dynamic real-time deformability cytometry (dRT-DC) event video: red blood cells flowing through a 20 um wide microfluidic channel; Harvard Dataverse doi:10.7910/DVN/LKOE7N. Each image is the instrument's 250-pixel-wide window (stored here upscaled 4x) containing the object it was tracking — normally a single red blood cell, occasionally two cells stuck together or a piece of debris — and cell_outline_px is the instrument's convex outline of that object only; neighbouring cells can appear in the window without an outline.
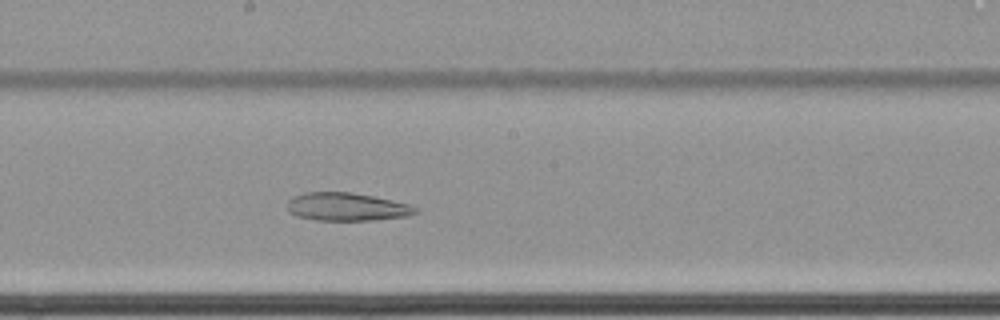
{"species": "common noctule bat (a hibernating species)", "species_latin": "Nyctalus noctula", "temperature_condition": "cold", "stored_images_in_passage": 67, "camera_frame_rate_fps": 3000, "um_per_image_px": 0.085, "animal": {"sex": "female", "body_mass_g": 22.7, "forearm_length_mm": 54.2}, "frame": {"image": 1, "passage_image": 41, "time_ms": 13.333, "image_size_px": [1000, 320], "cell_outline_px": [[420, 212], [408, 216], [376, 220], [316, 220], [296, 216], [288, 212], [288, 200], [292, 196], [304, 192], [348, 192], [372, 196], [392, 200], [408, 204], [416, 208]], "centroid_in_image_um": [29.46, 17.58], "position_along_channel_um": 218.7, "area_um2": 21.04}}
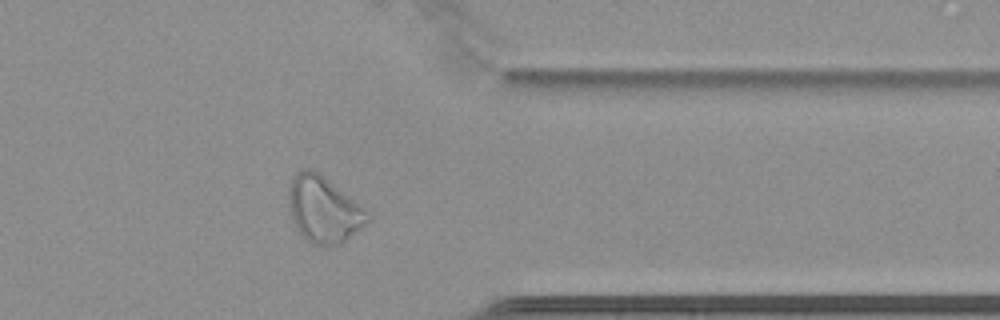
{"frame": {"image": 2, "passage_image": 56, "time_ms": 18.333, "image_size_px": [1000, 320], "cell_outline_px": [[368, 220], [360, 228], [340, 244], [332, 248], [324, 248], [312, 244], [292, 224], [288, 204], [288, 188], [292, 180], [304, 168], [308, 168], [320, 172], [360, 204], [364, 208]], "centroid_in_image_um": [27.47, 17.83], "position_along_channel_um": 383.9, "area_um2": 30.46}}